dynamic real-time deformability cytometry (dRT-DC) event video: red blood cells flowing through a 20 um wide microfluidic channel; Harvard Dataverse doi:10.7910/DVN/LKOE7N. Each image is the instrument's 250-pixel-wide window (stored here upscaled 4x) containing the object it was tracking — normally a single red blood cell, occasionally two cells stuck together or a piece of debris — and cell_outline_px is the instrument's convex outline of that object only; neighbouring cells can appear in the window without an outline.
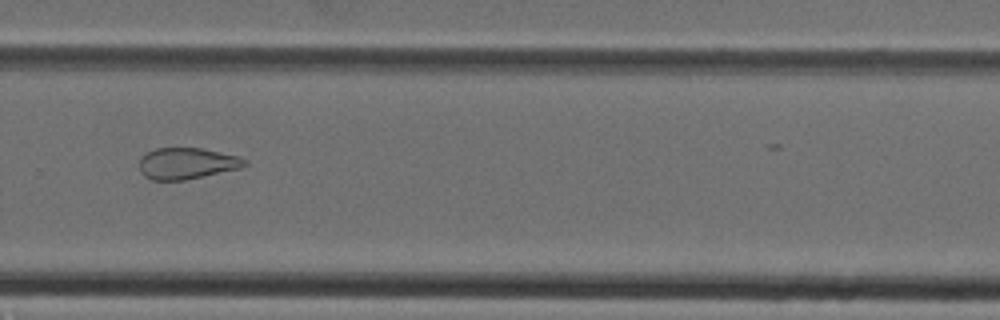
{"species": "Egyptian fruit bat (a non-hibernating species)", "species_latin": "Rousettus aegyptiacus", "temperature_condition": "cold", "stored_images_in_passage": 25, "camera_frame_rate_fps": 3000, "um_per_image_px": 0.085, "animal": {"sex": "female"}, "frame": {"image": 1, "passage_image": 17, "time_ms": 5.333, "image_size_px": [1000, 320], "cell_outline_px": [[248, 164], [240, 168], [184, 180], [152, 180], [144, 176], [140, 172], [140, 160], [148, 152], [156, 148], [200, 148], [240, 156], [248, 160]], "centroid_in_image_um": [15.91, 13.89], "position_along_channel_um": 313.9, "area_um2": 19.13}}